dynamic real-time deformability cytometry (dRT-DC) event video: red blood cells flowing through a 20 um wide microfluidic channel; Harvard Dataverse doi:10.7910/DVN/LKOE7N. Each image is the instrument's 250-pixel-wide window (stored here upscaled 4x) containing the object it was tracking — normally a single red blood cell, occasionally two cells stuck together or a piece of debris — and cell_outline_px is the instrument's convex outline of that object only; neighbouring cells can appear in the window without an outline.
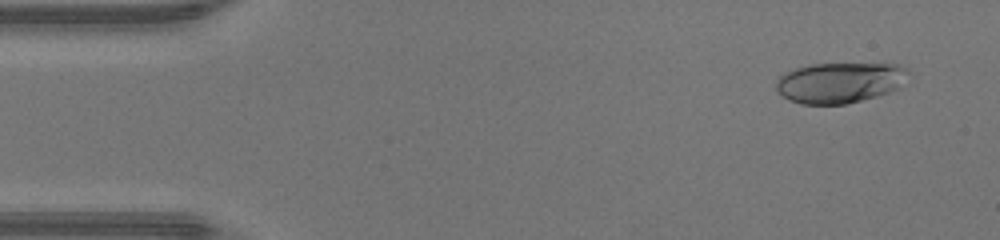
{"species": "human", "species_latin": "Homo sapiens", "temperature_condition": "warm", "stored_images_in_passage": 46, "camera_frame_rate_fps": 3000, "um_per_image_px": 0.085, "donor": {"sex": "male"}, "frame": {"image": 1, "passage_image": 3, "time_ms": 0.667, "image_size_px": [1000, 240], "cell_outline_px": [[912, 72], [896, 88], [888, 92], [876, 96], [844, 104], [800, 104], [788, 100], [776, 88], [776, 80], [780, 76], [796, 68], [812, 64], [900, 64], [908, 68]], "centroid_in_image_um": [71.39, 7.01], "position_along_channel_um": 13.6, "area_um2": 31.04}}
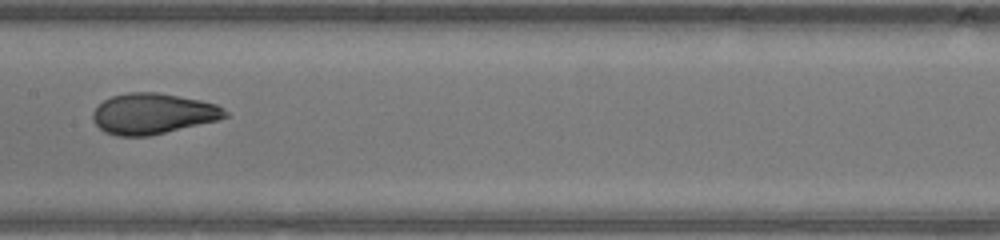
{"frame": {"image": 2, "passage_image": 23, "time_ms": 7.333, "image_size_px": [1000, 240], "cell_outline_px": [[228, 116], [216, 120], [148, 136], [116, 136], [104, 132], [92, 120], [92, 112], [104, 100], [112, 96], [128, 92], [156, 92], [200, 100], [216, 104], [224, 108], [228, 112]], "centroid_in_image_um": [12.97, 9.66], "position_along_channel_um": 194.4, "area_um2": 31.15}}
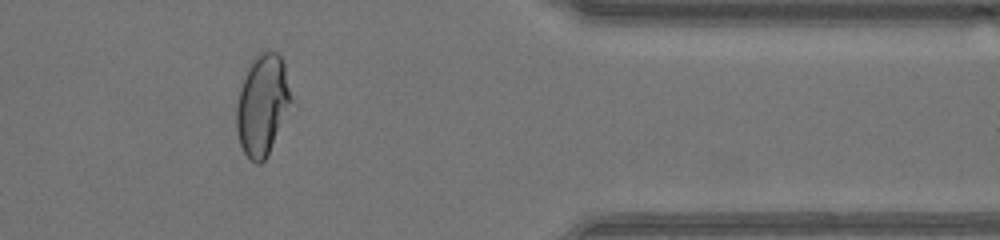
{"frame": {"image": 3, "passage_image": 38, "time_ms": 12.333, "image_size_px": [1000, 240], "cell_outline_px": [[292, 100], [268, 156], [260, 164], [256, 164], [244, 152], [240, 144], [236, 128], [236, 104], [240, 88], [248, 68], [252, 60], [264, 48], [268, 48], [276, 52], [280, 56], [284, 64], [292, 96]], "centroid_in_image_um": [22.3, 8.89], "position_along_channel_um": 389.1, "area_um2": 32.08}, "authors_computed_cell_mechanics": {"area_um2": 31.501, "velocity_mm_per_s": 4.3898, "shape_relaxation_time_tau1_ms": 11.1524, "shape_relaxation_time_tau2_ms": 0.6614, "deformation_change_tau1": 0.3868, "deformation_change_tau2": 0.0564}}